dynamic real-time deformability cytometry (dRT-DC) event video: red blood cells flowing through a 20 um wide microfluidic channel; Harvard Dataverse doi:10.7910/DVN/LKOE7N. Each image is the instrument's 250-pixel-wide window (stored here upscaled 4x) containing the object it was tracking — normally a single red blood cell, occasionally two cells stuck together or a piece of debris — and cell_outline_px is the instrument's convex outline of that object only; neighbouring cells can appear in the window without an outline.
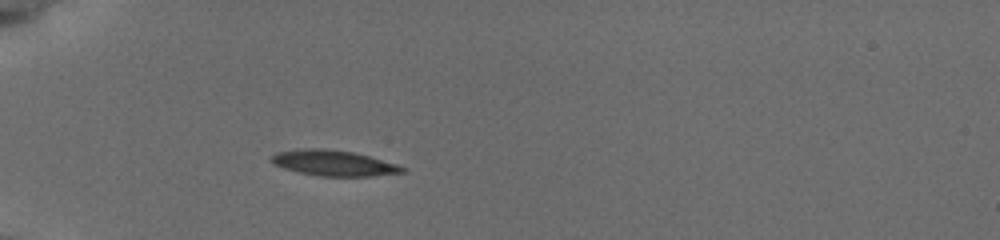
{"species": "common noctule bat (a hibernating species)", "species_latin": "Nyctalus noctula", "temperature_condition": "cold", "stored_images_in_passage": 38, "camera_frame_rate_fps": 3000, "um_per_image_px": 0.085, "animal": {"sex": "female", "body_mass_g": 19.5, "forearm_length_mm": 54.1}, "frame": {"image": 1, "passage_image": 1, "time_ms": 0.0, "image_size_px": [1000, 240], "cell_outline_px": [[408, 168], [404, 172], [372, 176], [320, 176], [300, 172], [284, 168], [272, 164], [272, 156], [276, 152], [308, 148], [320, 148], [352, 152], [368, 156], [396, 164]], "centroid_in_image_um": [28.37, 13.86], "position_along_channel_um": 56.6, "area_um2": 19.25}}
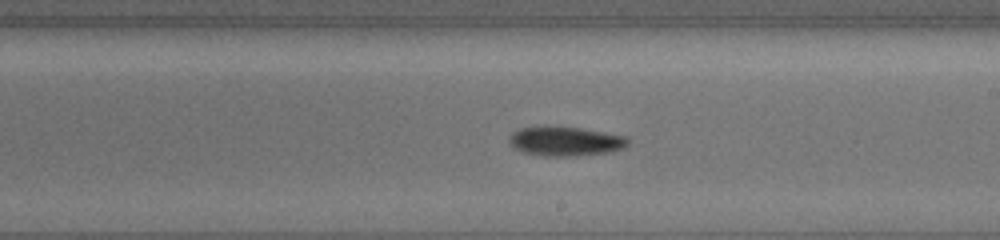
{"frame": {"image": 2, "passage_image": 17, "time_ms": 5.333, "image_size_px": [1000, 240], "cell_outline_px": [[628, 144], [624, 148], [612, 152], [576, 156], [544, 156], [524, 152], [512, 148], [508, 140], [512, 132], [520, 128], [580, 128], [628, 136]], "centroid_in_image_um": [48.09, 12.04], "position_along_channel_um": 240.9, "area_um2": 20.06}}
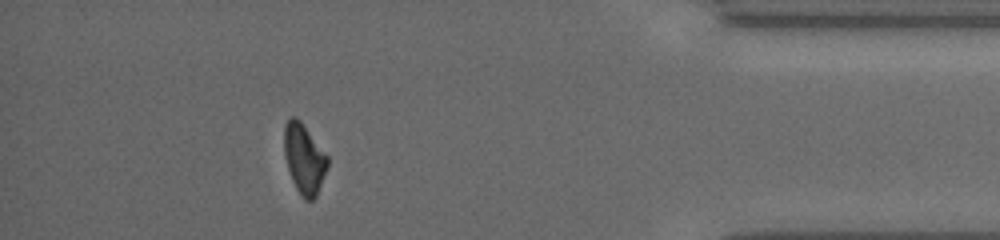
{"frame": {"image": 3, "passage_image": 33, "time_ms": 10.667, "image_size_px": [1000, 240], "cell_outline_px": [[328, 168], [316, 196], [312, 200], [304, 200], [300, 196], [292, 180], [284, 156], [284, 124], [292, 116], [296, 116], [300, 120], [328, 156]], "centroid_in_image_um": [25.85, 13.5], "position_along_channel_um": 409.4, "area_um2": 17.74}, "authors_computed_cell_mechanics": {"area_um2": 19.4208, "velocity_mm_per_s": 3.8101, "shape_relaxation_time_tau1_ms": 5.9269, "shape_relaxation_time_tau2_ms": null, "deformation_change_tau1": 0.1676, "deformation_change_tau2": null}}